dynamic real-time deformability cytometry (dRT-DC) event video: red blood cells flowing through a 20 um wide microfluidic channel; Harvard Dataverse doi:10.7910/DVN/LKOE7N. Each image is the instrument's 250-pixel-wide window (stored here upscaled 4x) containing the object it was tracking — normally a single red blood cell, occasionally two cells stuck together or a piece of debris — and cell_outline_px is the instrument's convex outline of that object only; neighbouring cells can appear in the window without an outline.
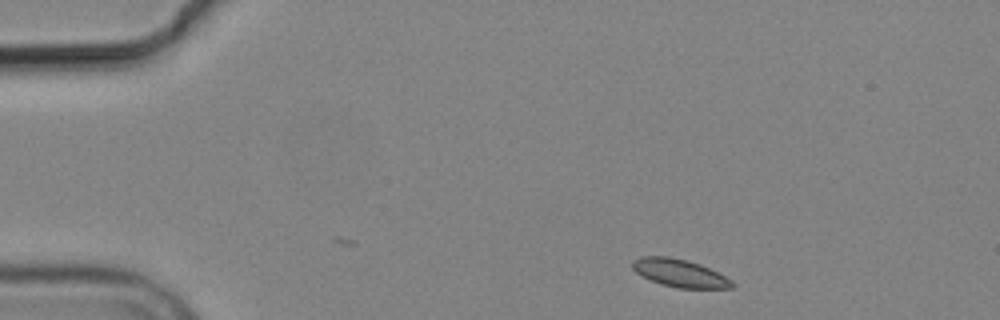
{"species": "common noctule bat (a hibernating species)", "species_latin": "Nyctalus noctula", "temperature_condition": "cold", "stored_images_in_passage": 3, "camera_frame_rate_fps": 3000, "um_per_image_px": 0.085, "animal": {"sex": "male", "body_mass_g": 19.2, "forearm_length_mm": 51.8}, "frame": {"image": 1, "passage_image": 1, "time_ms": 0.0, "image_size_px": [1000, 320], "cell_outline_px": [[736, 284], [732, 288], [676, 288], [660, 284], [636, 272], [632, 268], [632, 260], [640, 256], [668, 256], [688, 260], [700, 264], [732, 280]], "centroid_in_image_um": [57.77, 23.2], "position_along_channel_um": 27.2, "area_um2": 16.13}}